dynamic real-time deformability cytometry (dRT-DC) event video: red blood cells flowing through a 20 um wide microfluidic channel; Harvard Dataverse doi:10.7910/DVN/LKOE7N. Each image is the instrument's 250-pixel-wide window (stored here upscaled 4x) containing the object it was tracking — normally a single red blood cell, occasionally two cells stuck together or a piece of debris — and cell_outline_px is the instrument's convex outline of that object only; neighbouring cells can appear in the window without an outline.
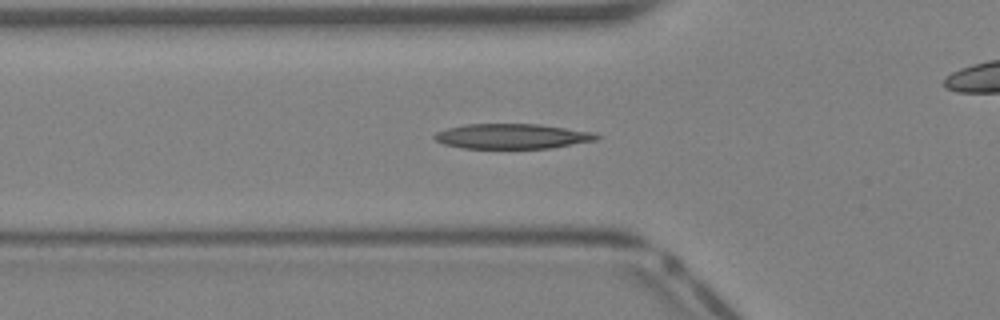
{"species": "Egyptian fruit bat (a non-hibernating species)", "species_latin": "Rousettus aegyptiacus", "temperature_condition": "warm", "stored_images_in_passage": 41, "camera_frame_rate_fps": 3000, "um_per_image_px": 0.085, "animal": {"sex": "female"}, "frame": {"image": 1, "passage_image": 14, "time_ms": 4.333, "image_size_px": [1000, 320], "cell_outline_px": [[600, 136], [596, 140], [548, 148], [464, 148], [444, 144], [436, 140], [432, 136], [436, 132], [448, 128], [464, 124], [540, 124], [596, 132]], "centroid_in_image_um": [43.54, 11.57], "position_along_channel_um": 82.3, "area_um2": 23.58}}
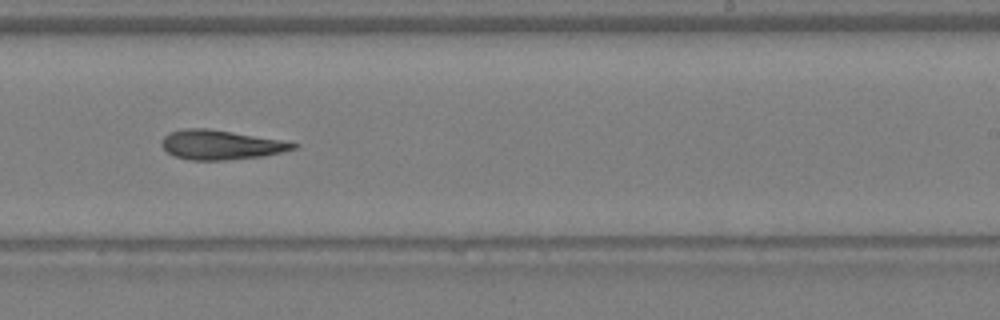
{"frame": {"image": 2, "passage_image": 25, "time_ms": 8.0, "image_size_px": [1000, 320], "cell_outline_px": [[300, 144], [296, 148], [264, 156], [228, 160], [192, 160], [172, 156], [160, 144], [164, 136], [168, 132], [184, 128], [208, 128], [280, 140]], "centroid_in_image_um": [18.72, 12.31], "position_along_channel_um": 270.3, "area_um2": 22.54}}
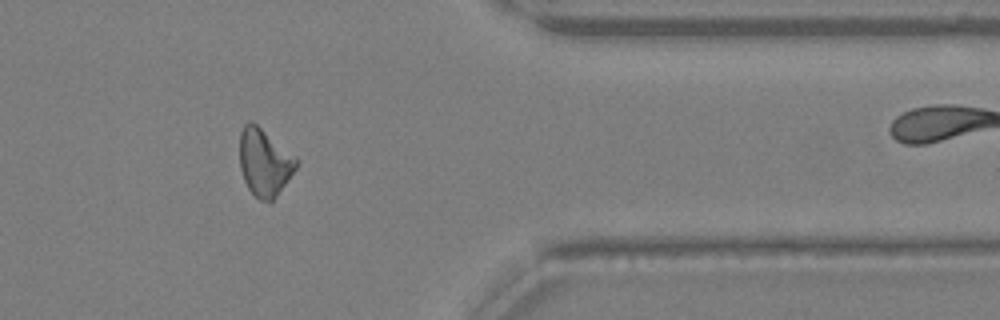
{"frame": {"image": 3, "passage_image": 33, "time_ms": 10.667, "image_size_px": [1000, 320], "cell_outline_px": [[300, 160], [296, 168], [276, 196], [272, 200], [260, 200], [248, 188], [244, 180], [240, 168], [240, 132], [244, 124], [248, 120], [252, 120], [296, 156]], "centroid_in_image_um": [22.47, 13.75], "position_along_channel_um": 388.9, "area_um2": 22.14}}